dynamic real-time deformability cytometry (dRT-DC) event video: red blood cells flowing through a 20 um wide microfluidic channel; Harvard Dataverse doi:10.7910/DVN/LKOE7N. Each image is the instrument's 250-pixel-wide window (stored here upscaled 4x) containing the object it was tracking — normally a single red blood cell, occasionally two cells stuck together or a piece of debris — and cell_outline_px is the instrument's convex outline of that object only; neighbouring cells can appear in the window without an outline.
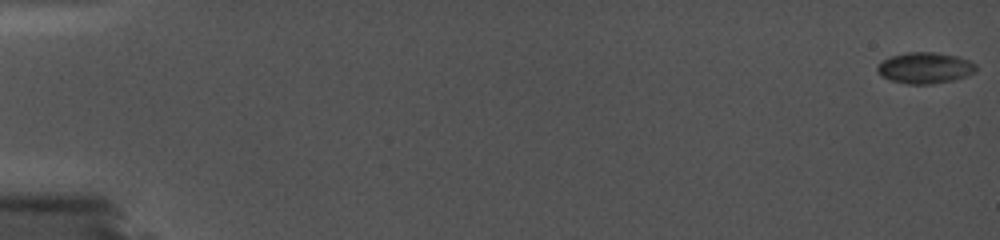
{"species": "common noctule bat (a hibernating species)", "species_latin": "Nyctalus noctula", "temperature_condition": "cold", "stored_images_in_passage": 87, "camera_frame_rate_fps": 5000, "um_per_image_px": 0.085, "animal": {"sex": "female", "body_mass_g": 19.0, "forearm_length_mm": 56.7}, "frame": {"image": 1, "passage_image": 1, "time_ms": 0.0, "image_size_px": [1000, 240], "cell_outline_px": [[976, 72], [952, 80], [932, 84], [908, 84], [892, 80], [880, 76], [876, 68], [884, 60], [892, 56], [908, 52], [936, 52], [956, 56], [968, 60], [976, 64]], "centroid_in_image_um": [78.63, 5.77], "position_along_channel_um": 6.4, "area_um2": 17.69}}
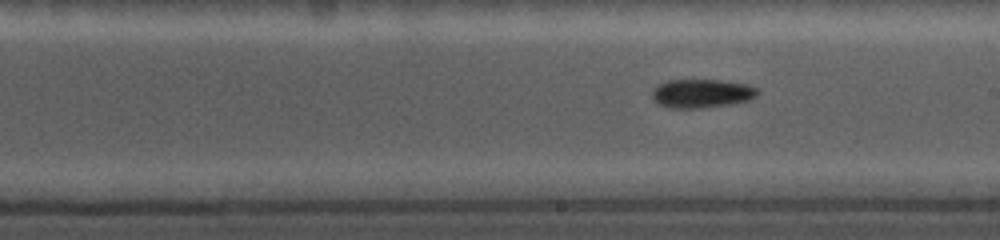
{"frame": {"image": 2, "passage_image": 55, "time_ms": 10.8, "image_size_px": [1000, 240], "cell_outline_px": [[760, 92], [752, 100], [704, 108], [668, 108], [652, 100], [652, 92], [660, 84], [668, 80], [720, 80], [748, 84], [760, 88]], "centroid_in_image_um": [59.7, 7.94], "position_along_channel_um": 229.3, "area_um2": 17.8}}
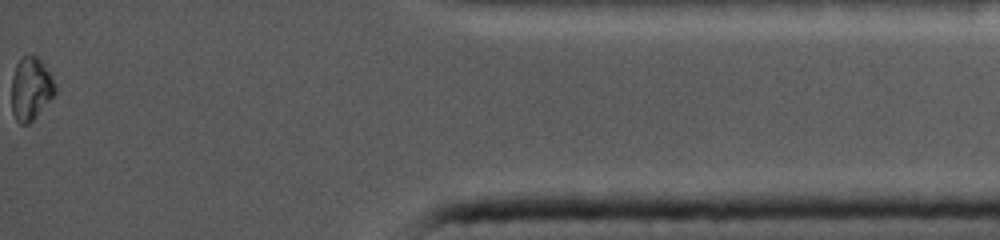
{"frame": {"image": 3, "passage_image": 87, "time_ms": 17.2, "image_size_px": [1000, 240], "cell_outline_px": [[56, 92], [36, 116], [28, 124], [20, 124], [16, 120], [12, 112], [12, 76], [16, 64], [20, 56], [28, 52], [36, 56], [40, 60], [52, 76], [56, 84]], "centroid_in_image_um": [2.61, 7.49], "position_along_channel_um": 432.6, "area_um2": 16.13}}